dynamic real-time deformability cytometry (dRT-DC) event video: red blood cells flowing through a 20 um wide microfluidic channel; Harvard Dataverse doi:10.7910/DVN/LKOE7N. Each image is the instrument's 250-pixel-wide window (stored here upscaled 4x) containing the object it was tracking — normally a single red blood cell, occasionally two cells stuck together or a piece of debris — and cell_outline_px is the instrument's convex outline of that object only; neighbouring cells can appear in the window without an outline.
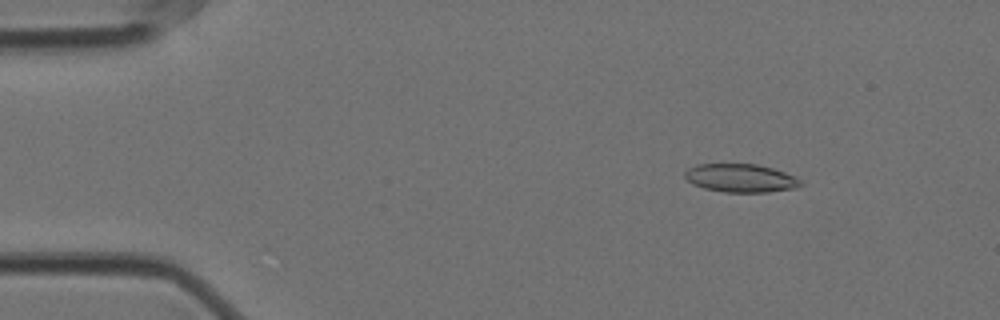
{"species": "Egyptian fruit bat (a non-hibernating species)", "species_latin": "Rousettus aegyptiacus", "temperature_condition": "cold", "stored_images_in_passage": 57, "camera_frame_rate_fps": 3000, "um_per_image_px": 0.085, "animal": {"sex": "female"}, "frame": {"image": 1, "passage_image": 8, "time_ms": 2.333, "image_size_px": [1000, 320], "cell_outline_px": [[804, 184], [800, 188], [768, 192], [724, 192], [704, 188], [692, 184], [684, 176], [684, 172], [688, 168], [696, 164], [756, 164], [772, 168], [796, 176]], "centroid_in_image_um": [62.99, 15.14], "position_along_channel_um": 22.0, "area_um2": 19.31}}
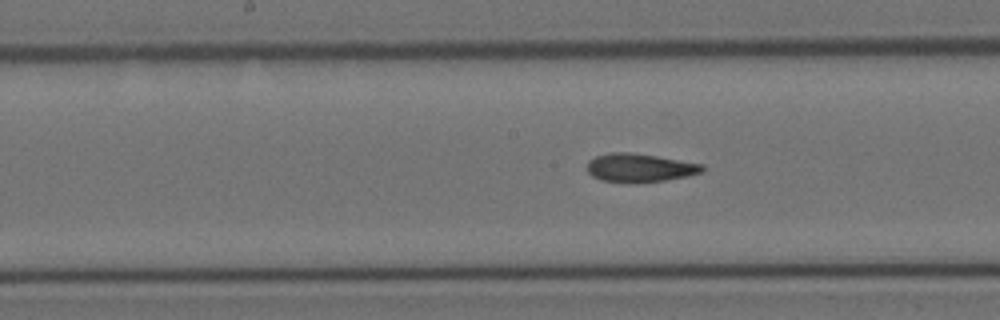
{"frame": {"image": 2, "passage_image": 29, "time_ms": 9.333, "image_size_px": [1000, 320], "cell_outline_px": [[704, 172], [688, 176], [664, 180], [636, 184], [628, 184], [600, 180], [592, 176], [588, 172], [588, 160], [596, 156], [608, 152], [628, 152], [656, 156], [704, 164]], "centroid_in_image_um": [54.37, 14.28], "position_along_channel_um": 193.8, "area_um2": 19.48}}
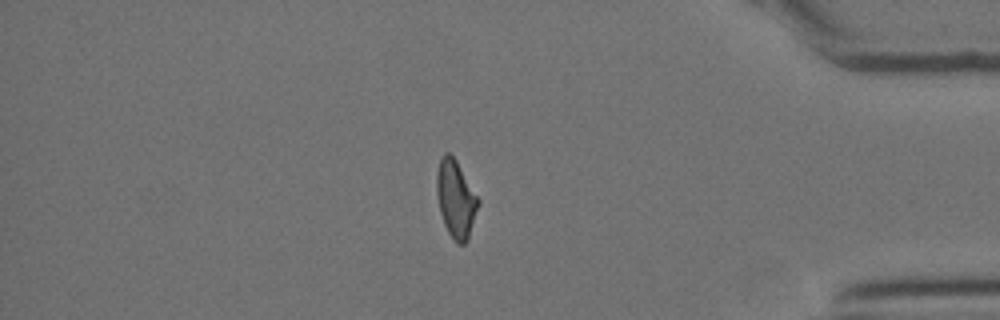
{"frame": {"image": 3, "passage_image": 49, "time_ms": 16.0, "image_size_px": [1000, 320], "cell_outline_px": [[480, 204], [468, 240], [464, 244], [456, 244], [448, 232], [444, 224], [440, 212], [436, 192], [436, 172], [440, 160], [444, 152], [448, 152], [456, 160], [480, 200]], "centroid_in_image_um": [38.75, 16.93], "position_along_channel_um": 396.5, "area_um2": 18.9}, "authors_computed_cell_mechanics": {"area_um2": 19.1318, "velocity_mm_per_s": 3.5361, "shape_relaxation_time_tau1_ms": null, "shape_relaxation_time_tau2_ms": 2.5723, "deformation_change_tau1": null, "deformation_change_tau2": 0.0989}}